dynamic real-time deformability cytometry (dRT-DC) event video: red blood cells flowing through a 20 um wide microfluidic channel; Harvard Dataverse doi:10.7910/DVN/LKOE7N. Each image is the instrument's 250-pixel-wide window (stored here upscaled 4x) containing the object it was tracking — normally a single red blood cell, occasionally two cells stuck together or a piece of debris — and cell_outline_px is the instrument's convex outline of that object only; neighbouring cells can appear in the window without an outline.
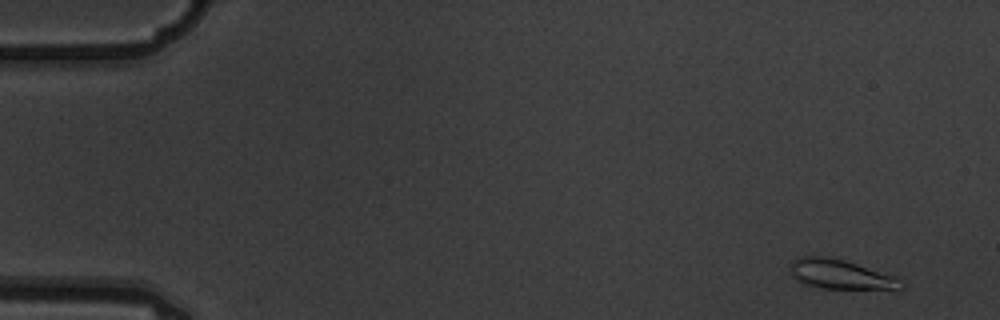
{"species": "common noctule bat (a hibernating species)", "species_latin": "Nyctalus noctula", "temperature_condition": "warm", "stored_images_in_passage": 5, "camera_frame_rate_fps": 3000, "um_per_image_px": 0.085, "animal": {"sex": "male", "body_mass_g": 19.5, "forearm_length_mm": 54.6}, "frame": {"image": 1, "passage_image": 1, "time_ms": 0.0, "image_size_px": [1000, 320], "cell_outline_px": [[904, 288], [900, 292], [820, 288], [808, 284], [792, 276], [792, 260], [800, 256], [824, 256], [844, 260], [900, 276], [904, 284]], "centroid_in_image_um": [71.7, 23.38], "position_along_channel_um": 13.3, "area_um2": 20.06}}